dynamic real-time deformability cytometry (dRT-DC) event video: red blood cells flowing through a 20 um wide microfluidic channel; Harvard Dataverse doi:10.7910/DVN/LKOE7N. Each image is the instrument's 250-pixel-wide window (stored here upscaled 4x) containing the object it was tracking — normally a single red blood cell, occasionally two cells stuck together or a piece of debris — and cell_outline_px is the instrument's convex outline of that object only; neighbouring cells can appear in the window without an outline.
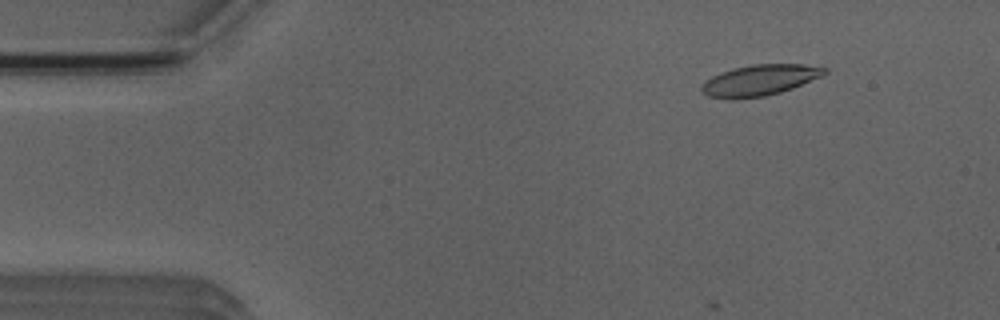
{"species": "Egyptian fruit bat (a non-hibernating species)", "species_latin": "Rousettus aegyptiacus", "temperature_condition": "room temperature", "stored_images_in_passage": 6, "camera_frame_rate_fps": 3000, "um_per_image_px": 0.085, "animal": {"sex": "male"}, "frame": {"image": 1, "passage_image": 2, "time_ms": 1.333, "image_size_px": [1000, 320], "cell_outline_px": [[828, 72], [820, 76], [792, 88], [780, 92], [764, 96], [732, 100], [708, 96], [700, 88], [700, 84], [704, 80], [712, 76], [732, 68], [752, 64], [804, 64], [828, 68]], "centroid_in_image_um": [64.52, 6.82], "position_along_channel_um": 20.5, "area_um2": 22.2}}
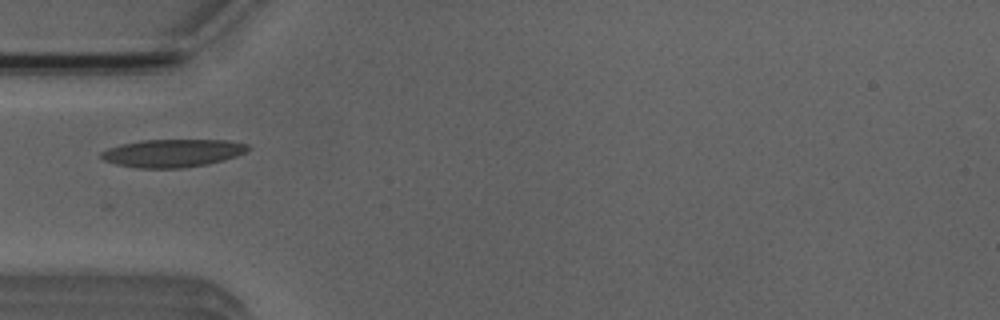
{"frame": {"image": 2, "passage_image": 5, "time_ms": 4.667, "image_size_px": [1000, 320], "cell_outline_px": [[252, 148], [236, 156], [224, 160], [208, 164], [184, 168], [140, 168], [116, 164], [104, 160], [100, 156], [100, 152], [108, 148], [120, 144], [140, 140], [228, 140], [248, 144]], "centroid_in_image_um": [14.68, 13.01], "position_along_channel_um": 70.3, "area_um2": 23.99}}